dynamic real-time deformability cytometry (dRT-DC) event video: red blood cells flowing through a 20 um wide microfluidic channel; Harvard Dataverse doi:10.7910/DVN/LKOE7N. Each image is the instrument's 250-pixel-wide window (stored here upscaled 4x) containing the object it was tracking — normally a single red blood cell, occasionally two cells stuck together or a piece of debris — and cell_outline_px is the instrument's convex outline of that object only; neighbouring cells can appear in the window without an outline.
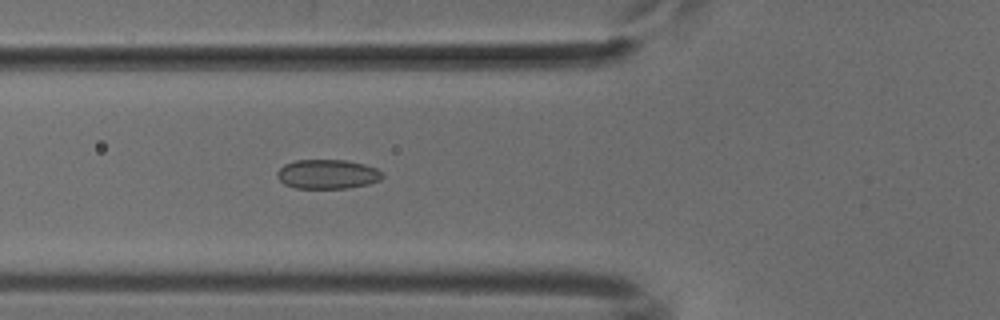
{"species": "common noctule bat (a hibernating species)", "species_latin": "Nyctalus noctula", "temperature_condition": "cold", "stored_images_in_passage": 13, "camera_frame_rate_fps": 3000, "um_per_image_px": 0.085, "animal": {"sex": "male", "body_mass_g": 18.8}, "frame": {"image": 1, "passage_image": 4, "time_ms": 1.0, "image_size_px": [1000, 320], "cell_outline_px": [[384, 176], [380, 180], [368, 184], [348, 188], [296, 188], [284, 184], [276, 176], [276, 172], [284, 164], [296, 160], [344, 160], [364, 164], [376, 168]], "centroid_in_image_um": [27.81, 14.8], "position_along_channel_um": 98.0, "area_um2": 17.98}}
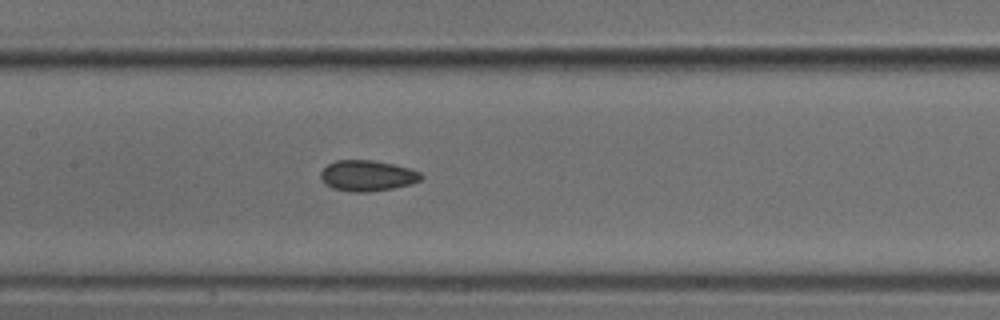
{"frame": {"image": 2, "passage_image": 10, "time_ms": 3.0, "image_size_px": [1000, 320], "cell_outline_px": [[424, 176], [420, 180], [412, 184], [392, 188], [368, 192], [352, 192], [332, 188], [324, 184], [320, 176], [320, 172], [328, 164], [336, 160], [372, 160], [392, 164], [408, 168], [420, 172]], "centroid_in_image_um": [31.2, 14.94], "position_along_channel_um": 176.2, "area_um2": 18.03}}
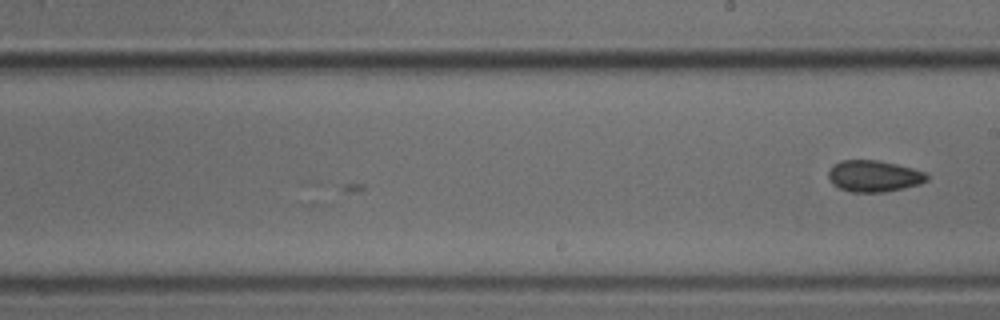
{"frame": {"image": 3, "passage_image": 13, "time_ms": 4.0, "image_size_px": [1000, 320], "cell_outline_px": [[928, 180], [920, 184], [884, 192], [852, 192], [840, 188], [832, 184], [828, 176], [828, 172], [840, 160], [876, 160], [896, 164], [912, 168], [924, 172], [928, 176]], "centroid_in_image_um": [74.28, 14.97], "position_along_channel_um": 214.7, "area_um2": 17.86}}